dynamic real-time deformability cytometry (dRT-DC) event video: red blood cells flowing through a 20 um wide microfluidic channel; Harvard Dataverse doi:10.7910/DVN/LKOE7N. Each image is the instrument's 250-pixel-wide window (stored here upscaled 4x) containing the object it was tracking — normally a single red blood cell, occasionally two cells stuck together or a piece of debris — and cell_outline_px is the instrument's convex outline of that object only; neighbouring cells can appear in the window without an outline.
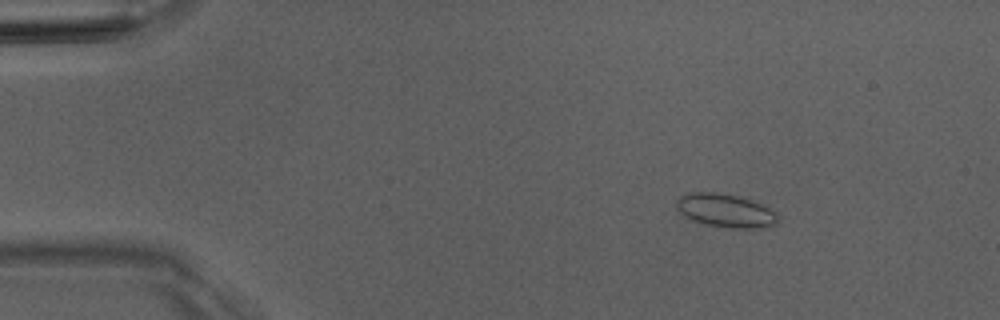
{"species": "Egyptian fruit bat (a non-hibernating species)", "species_latin": "Rousettus aegyptiacus", "temperature_condition": "room temperature", "stored_images_in_passage": 4, "camera_frame_rate_fps": 3000, "um_per_image_px": 0.085, "animal": {"sex": "male"}, "frame": {"image": 1, "passage_image": 2, "time_ms": 1.0, "image_size_px": [1000, 320], "cell_outline_px": [[780, 216], [776, 224], [768, 228], [732, 228], [708, 224], [692, 220], [684, 216], [676, 208], [676, 200], [680, 196], [688, 192], [712, 192], [740, 196], [752, 200], [776, 212]], "centroid_in_image_um": [61.69, 17.9], "position_along_channel_um": 23.3, "area_um2": 19.88}}